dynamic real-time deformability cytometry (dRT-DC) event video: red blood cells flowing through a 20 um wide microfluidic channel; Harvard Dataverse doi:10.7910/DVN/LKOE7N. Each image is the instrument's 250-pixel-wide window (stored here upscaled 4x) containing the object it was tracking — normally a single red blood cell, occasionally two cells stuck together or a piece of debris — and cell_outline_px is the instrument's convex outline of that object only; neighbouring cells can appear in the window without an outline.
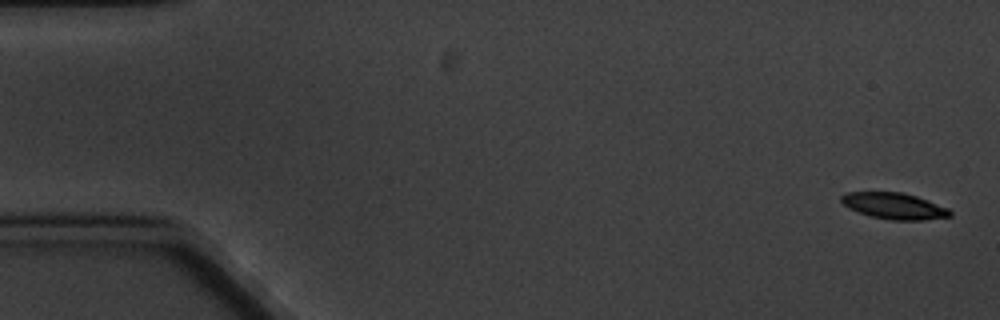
{"species": "common noctule bat (a hibernating species)", "species_latin": "Nyctalus noctula", "temperature_condition": "cold", "stored_images_in_passage": 6, "camera_frame_rate_fps": 3000, "um_per_image_px": 0.085, "animal": {"sex": "male", "body_mass_g": 20.1, "forearm_length_mm": 53.5}, "frame": {"image": 1, "passage_image": 1, "time_ms": 0.0, "image_size_px": [1000, 320], "cell_outline_px": [[952, 216], [924, 220], [892, 220], [872, 216], [848, 208], [840, 200], [840, 196], [844, 192], [904, 192], [928, 200], [948, 208], [952, 212]], "centroid_in_image_um": [76.01, 17.5], "position_along_channel_um": 9.0, "area_um2": 16.65}}
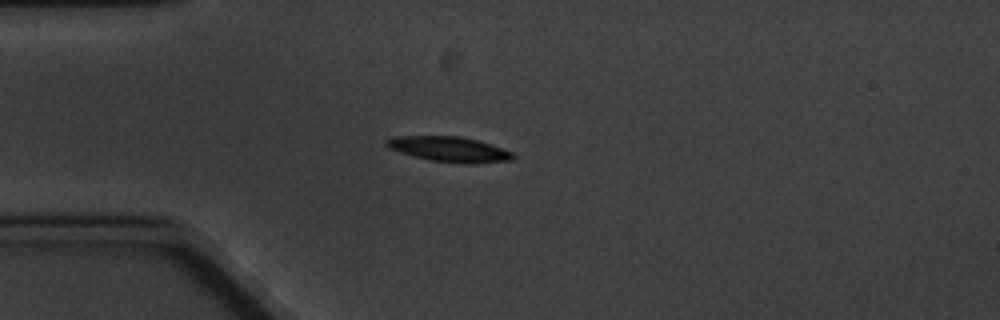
{"frame": {"image": 2, "passage_image": 5, "time_ms": 4.667, "image_size_px": [1000, 320], "cell_outline_px": [[516, 156], [512, 160], [472, 164], [464, 164], [428, 160], [400, 152], [388, 148], [384, 144], [384, 140], [392, 136], [460, 136], [476, 140], [512, 152]], "centroid_in_image_um": [38.14, 12.69], "position_along_channel_um": 46.9, "area_um2": 18.61}}